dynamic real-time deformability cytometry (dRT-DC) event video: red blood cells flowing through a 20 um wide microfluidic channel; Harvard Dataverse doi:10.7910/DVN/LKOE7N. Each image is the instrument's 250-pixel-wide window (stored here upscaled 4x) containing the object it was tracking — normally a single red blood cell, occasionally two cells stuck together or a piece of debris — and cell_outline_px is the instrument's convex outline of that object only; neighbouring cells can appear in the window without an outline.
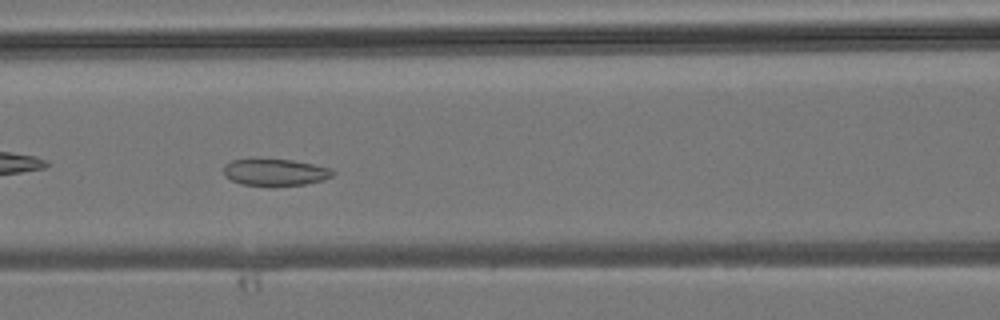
{"species": "common noctule bat (a hibernating species)", "species_latin": "Nyctalus noctula", "temperature_condition": "room temperature", "stored_images_in_passage": 44, "camera_frame_rate_fps": 3000, "um_per_image_px": 0.085, "animal": {"sex": "male", "body_mass_g": 19.2, "forearm_length_mm": 51.8}, "frame": {"image": 1, "passage_image": 20, "time_ms": 6.333, "image_size_px": [1000, 320], "cell_outline_px": [[336, 172], [332, 176], [324, 180], [304, 184], [240, 184], [224, 176], [224, 168], [232, 160], [292, 160], [332, 168]], "centroid_in_image_um": [23.45, 14.63], "position_along_channel_um": 143.2, "area_um2": 16.36}}
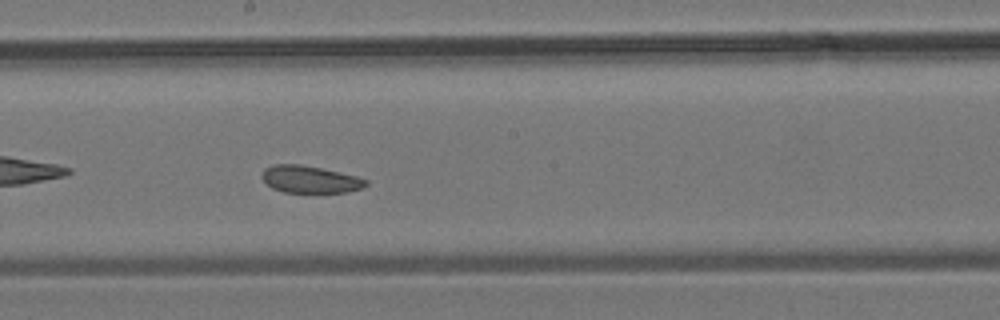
{"frame": {"image": 2, "passage_image": 25, "time_ms": 8.0, "image_size_px": [1000, 320], "cell_outline_px": [[368, 184], [360, 188], [348, 192], [284, 192], [272, 188], [260, 176], [264, 168], [272, 164], [300, 164], [320, 168], [356, 176], [368, 180]], "centroid_in_image_um": [26.31, 15.24], "position_along_channel_um": 221.9, "area_um2": 16.36}}
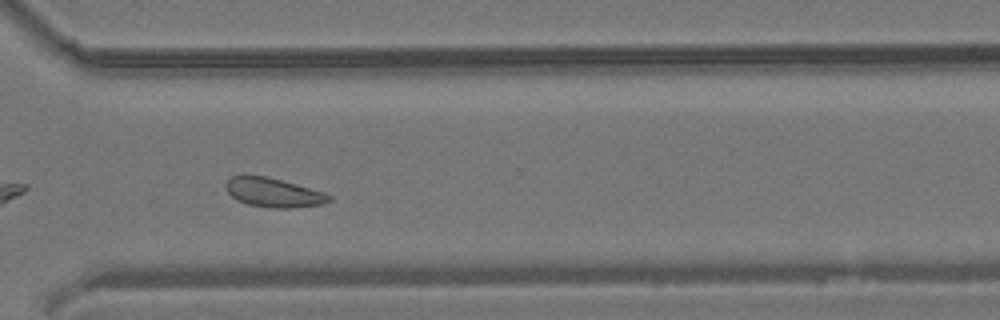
{"frame": {"image": 3, "passage_image": 33, "time_ms": 10.667, "image_size_px": [1000, 320], "cell_outline_px": [[332, 200], [324, 204], [292, 208], [272, 208], [248, 204], [236, 200], [228, 192], [224, 184], [232, 176], [268, 176], [324, 192], [332, 196]], "centroid_in_image_um": [23.27, 16.38], "position_along_channel_um": 347.3, "area_um2": 17.51}}